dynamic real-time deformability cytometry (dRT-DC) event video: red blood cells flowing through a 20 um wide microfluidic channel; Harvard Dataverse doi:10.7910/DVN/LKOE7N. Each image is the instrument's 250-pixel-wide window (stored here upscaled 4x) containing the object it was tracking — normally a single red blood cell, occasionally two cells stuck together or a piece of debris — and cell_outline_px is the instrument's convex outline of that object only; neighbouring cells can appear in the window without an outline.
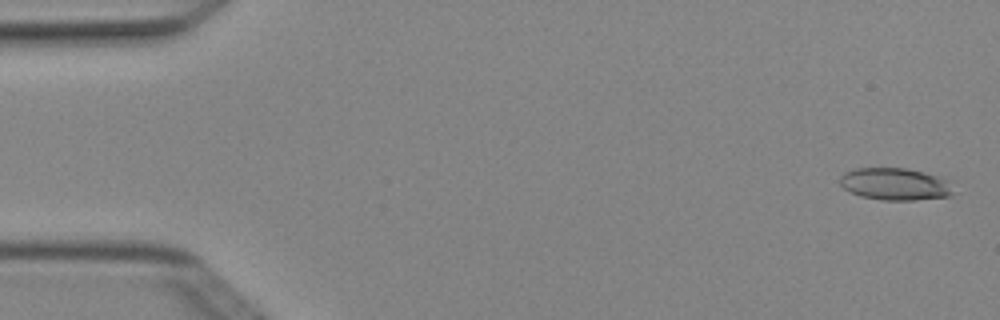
{"species": "Egyptian fruit bat (a non-hibernating species)", "species_latin": "Rousettus aegyptiacus", "temperature_condition": "cold", "stored_images_in_passage": 4, "camera_frame_rate_fps": 3000, "um_per_image_px": 0.085, "animal": {"sex": "female"}, "frame": {"image": 1, "passage_image": 1, "time_ms": 0.0, "image_size_px": [1000, 320], "cell_outline_px": [[952, 196], [916, 200], [884, 200], [860, 196], [844, 188], [840, 184], [840, 176], [844, 172], [856, 168], [904, 168], [924, 172], [948, 180], [952, 192]], "centroid_in_image_um": [76.06, 15.65], "position_along_channel_um": 8.9, "area_um2": 21.15}}
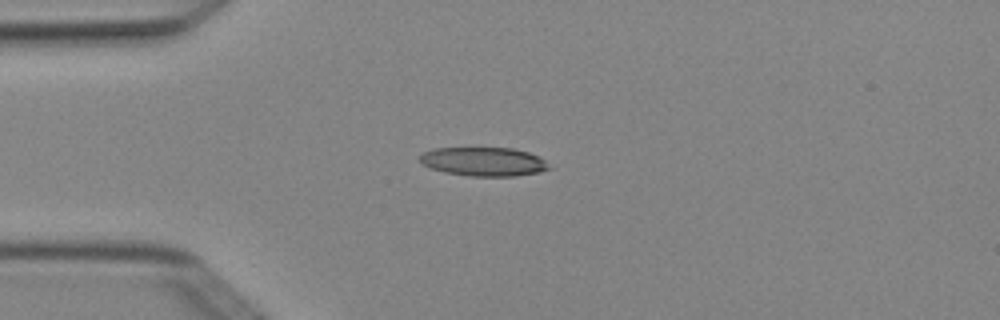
{"frame": {"image": 2, "passage_image": 4, "time_ms": 1.0, "image_size_px": [1000, 320], "cell_outline_px": [[552, 168], [540, 172], [516, 176], [468, 176], [444, 172], [432, 168], [424, 164], [420, 160], [420, 156], [424, 152], [432, 148], [512, 148], [528, 152], [540, 156]], "centroid_in_image_um": [41.15, 13.74], "position_along_channel_um": 43.8, "area_um2": 21.73}}